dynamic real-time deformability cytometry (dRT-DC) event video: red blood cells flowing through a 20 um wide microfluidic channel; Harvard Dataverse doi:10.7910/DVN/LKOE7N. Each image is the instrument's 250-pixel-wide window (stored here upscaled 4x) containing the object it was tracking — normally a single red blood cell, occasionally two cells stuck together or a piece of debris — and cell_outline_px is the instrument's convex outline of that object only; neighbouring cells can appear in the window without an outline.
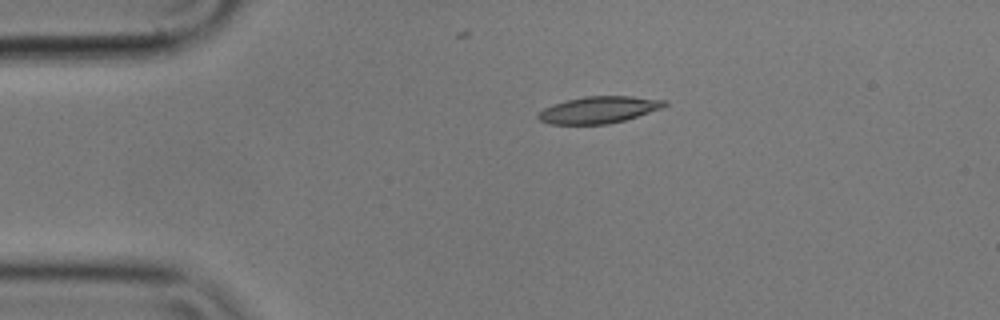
{"species": "common noctule bat (a hibernating species)", "species_latin": "Nyctalus noctula", "temperature_condition": "cold", "stored_images_in_passage": 46, "camera_frame_rate_fps": 3000, "um_per_image_px": 0.085, "animal": {"sex": "male", "body_mass_g": 17.9}, "frame": {"image": 1, "passage_image": 1, "time_ms": 0.0, "image_size_px": [1000, 320], "cell_outline_px": [[668, 104], [660, 108], [624, 120], [608, 124], [552, 124], [540, 120], [536, 116], [544, 108], [552, 104], [584, 96], [632, 96], [668, 100]], "centroid_in_image_um": [50.89, 9.32], "position_along_channel_um": 34.1, "area_um2": 19.54}}
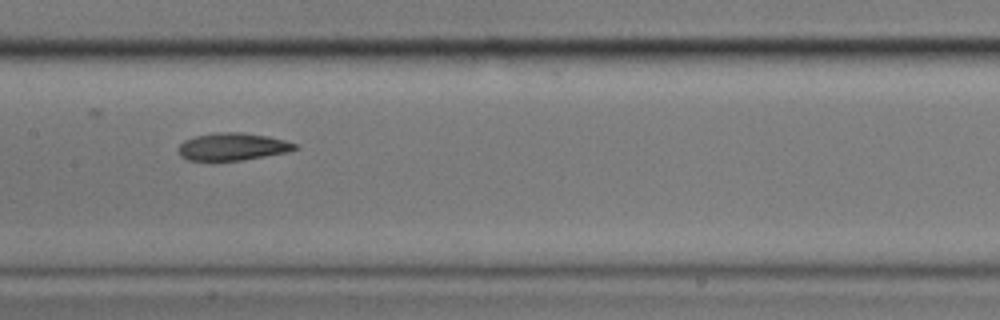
{"frame": {"image": 2, "passage_image": 17, "time_ms": 5.333, "image_size_px": [1000, 320], "cell_outline_px": [[300, 148], [288, 152], [240, 160], [188, 160], [180, 156], [176, 148], [184, 140], [196, 136], [216, 132], [240, 132], [268, 136], [300, 144]], "centroid_in_image_um": [19.79, 12.46], "position_along_channel_um": 187.6, "area_um2": 18.73}}
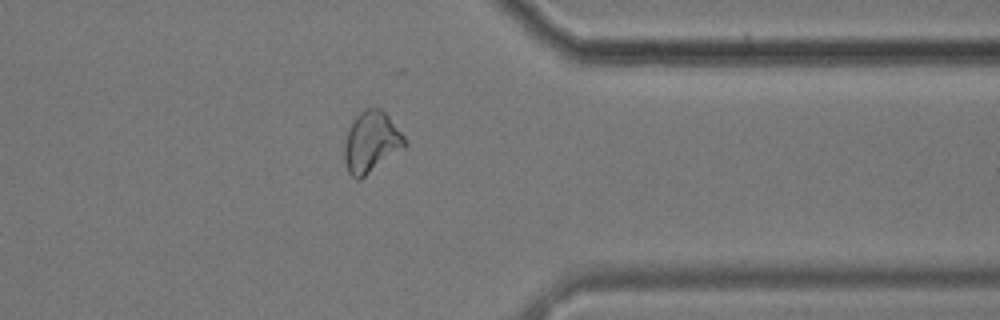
{"frame": {"image": 3, "passage_image": 34, "time_ms": 11.0, "image_size_px": [1000, 320], "cell_outline_px": [[408, 144], [404, 148], [360, 180], [356, 180], [348, 172], [344, 160], [344, 144], [348, 128], [352, 120], [364, 108], [380, 108], [388, 116], [404, 136]], "centroid_in_image_um": [31.54, 12.08], "position_along_channel_um": 379.9, "area_um2": 21.56}, "authors_computed_cell_mechanics": {"area_um2": 20.0855, "velocity_mm_per_s": 3.5522, "shape_relaxation_time_tau1_ms": null, "shape_relaxation_time_tau2_ms": 4.1939, "deformation_change_tau1": null, "deformation_change_tau2": 0.1042}}